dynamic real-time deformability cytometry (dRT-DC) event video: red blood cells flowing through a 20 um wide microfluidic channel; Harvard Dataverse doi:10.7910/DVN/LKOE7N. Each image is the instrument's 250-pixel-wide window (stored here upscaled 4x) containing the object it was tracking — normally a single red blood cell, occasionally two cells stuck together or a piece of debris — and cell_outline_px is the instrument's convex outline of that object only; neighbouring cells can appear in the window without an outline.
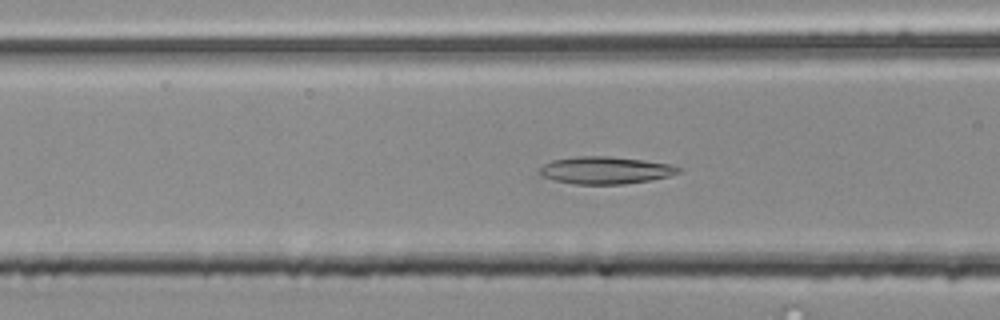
{"species": "common noctule bat (a hibernating species)", "species_latin": "Nyctalus noctula", "temperature_condition": "room temperature", "stored_images_in_passage": 44, "camera_frame_rate_fps": 3000, "um_per_image_px": 0.085, "animal": {"sex": "male", "body_mass_g": 20.4}, "frame": {"image": 1, "passage_image": 11, "time_ms": 3.333, "image_size_px": [1000, 320], "cell_outline_px": [[684, 172], [652, 180], [624, 184], [576, 184], [556, 180], [540, 176], [536, 172], [544, 164], [552, 160], [576, 156], [612, 156], [644, 160], [672, 164], [684, 168]], "centroid_in_image_um": [51.51, 14.46], "position_along_channel_um": 115.1, "area_um2": 22.48}}
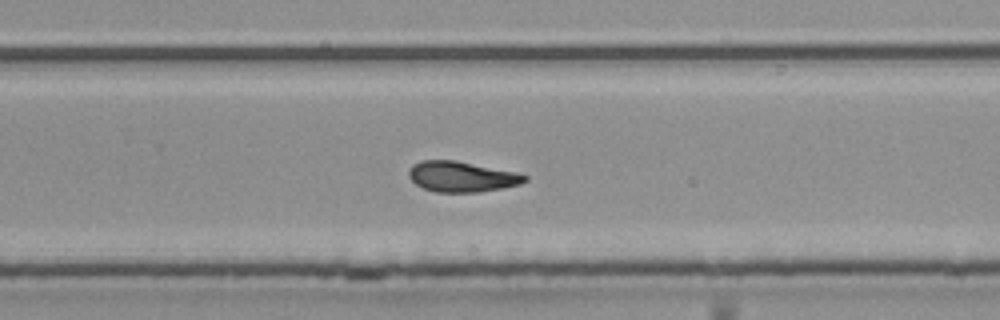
{"frame": {"image": 2, "passage_image": 25, "time_ms": 8.0, "image_size_px": [1000, 320], "cell_outline_px": [[528, 180], [520, 184], [504, 188], [480, 192], [436, 192], [424, 188], [416, 184], [408, 176], [408, 168], [412, 164], [420, 160], [456, 160], [516, 172], [528, 176]], "centroid_in_image_um": [39.24, 15.01], "position_along_channel_um": 290.6, "area_um2": 20.81}}
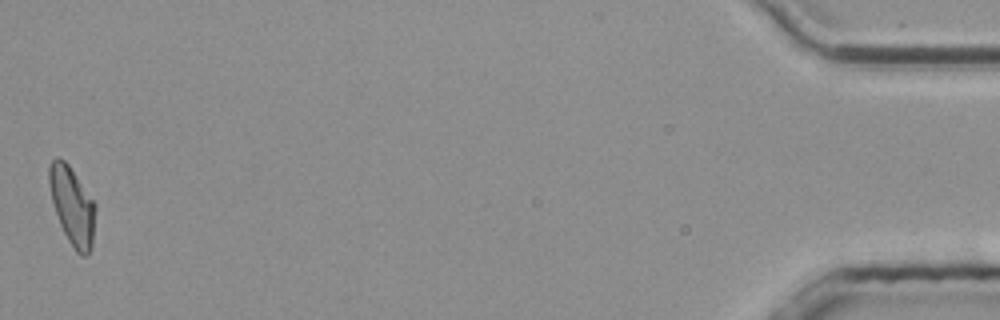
{"frame": {"image": 3, "passage_image": 44, "time_ms": 14.333, "image_size_px": [1000, 320], "cell_outline_px": [[96, 208], [92, 244], [88, 252], [84, 256], [80, 256], [76, 252], [68, 240], [60, 224], [52, 200], [48, 180], [48, 168], [52, 160], [56, 156], [64, 160], [68, 164], [96, 204]], "centroid_in_image_um": [6.14, 17.48], "position_along_channel_um": 429.1, "area_um2": 20.81}, "authors_computed_cell_mechanics": {"area_um2": 20.6924, "velocity_mm_per_s": 3.764, "shape_relaxation_time_tau1_ms": null, "shape_relaxation_time_tau2_ms": 3.9768, "deformation_change_tau1": null, "deformation_change_tau2": 0.1036}}